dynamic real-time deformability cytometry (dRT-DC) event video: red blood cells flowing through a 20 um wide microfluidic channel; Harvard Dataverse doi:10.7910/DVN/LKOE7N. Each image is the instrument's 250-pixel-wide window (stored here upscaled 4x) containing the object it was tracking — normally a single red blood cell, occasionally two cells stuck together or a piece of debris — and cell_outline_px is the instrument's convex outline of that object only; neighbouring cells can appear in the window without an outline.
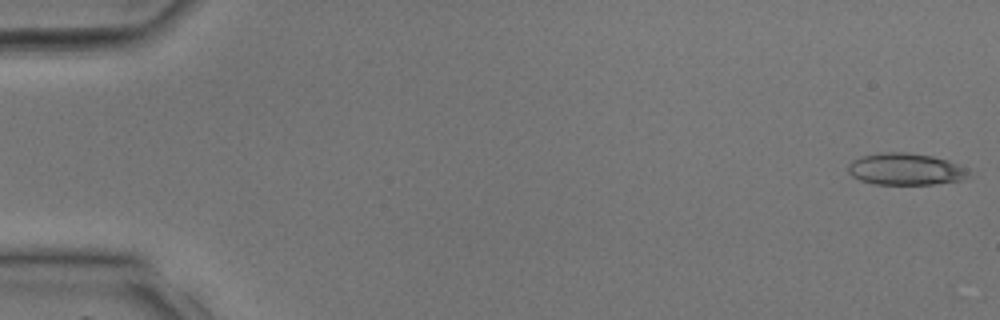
{"species": "common noctule bat (a hibernating species)", "species_latin": "Nyctalus noctula", "temperature_condition": "room temperature", "stored_images_in_passage": 33, "camera_frame_rate_fps": 3000, "um_per_image_px": 0.085, "animal": {"sex": "male", "body_mass_g": 17.9, "forearm_length_mm": 54.2}, "frame": {"image": 1, "passage_image": 1, "time_ms": 0.0, "image_size_px": [1000, 320], "cell_outline_px": [[972, 176], [960, 180], [932, 184], [872, 184], [860, 180], [852, 176], [848, 172], [848, 164], [852, 160], [860, 156], [880, 152], [908, 152], [932, 156], [948, 160], [964, 168]], "centroid_in_image_um": [76.93, 14.37], "position_along_channel_um": 8.1, "area_um2": 22.43}}
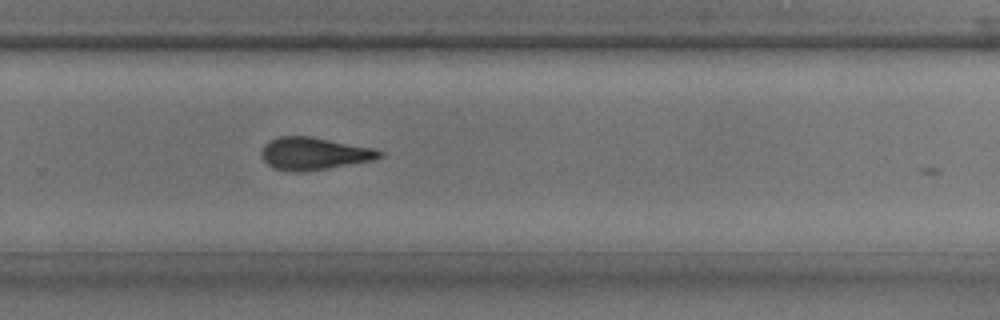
{"frame": {"image": 2, "passage_image": 26, "time_ms": 8.333, "image_size_px": [1000, 320], "cell_outline_px": [[384, 156], [372, 160], [328, 168], [304, 172], [292, 172], [272, 168], [260, 156], [260, 152], [264, 144], [268, 140], [280, 136], [308, 136], [372, 148], [384, 152]], "centroid_in_image_um": [26.63, 13.06], "position_along_channel_um": 303.2, "area_um2": 22.31}}
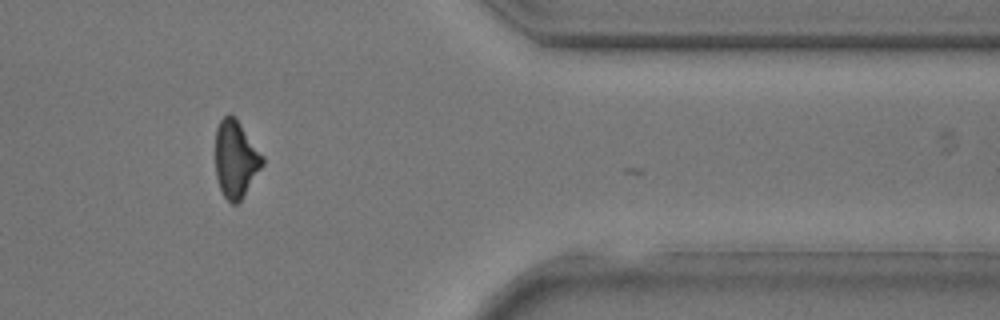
{"frame": {"image": 3, "passage_image": 32, "time_ms": 10.333, "image_size_px": [1000, 320], "cell_outline_px": [[264, 164], [240, 200], [236, 204], [232, 204], [224, 196], [220, 188], [216, 176], [216, 128], [220, 120], [228, 112], [236, 116], [264, 156]], "centroid_in_image_um": [20.04, 13.46], "position_along_channel_um": 391.4, "area_um2": 21.27}}